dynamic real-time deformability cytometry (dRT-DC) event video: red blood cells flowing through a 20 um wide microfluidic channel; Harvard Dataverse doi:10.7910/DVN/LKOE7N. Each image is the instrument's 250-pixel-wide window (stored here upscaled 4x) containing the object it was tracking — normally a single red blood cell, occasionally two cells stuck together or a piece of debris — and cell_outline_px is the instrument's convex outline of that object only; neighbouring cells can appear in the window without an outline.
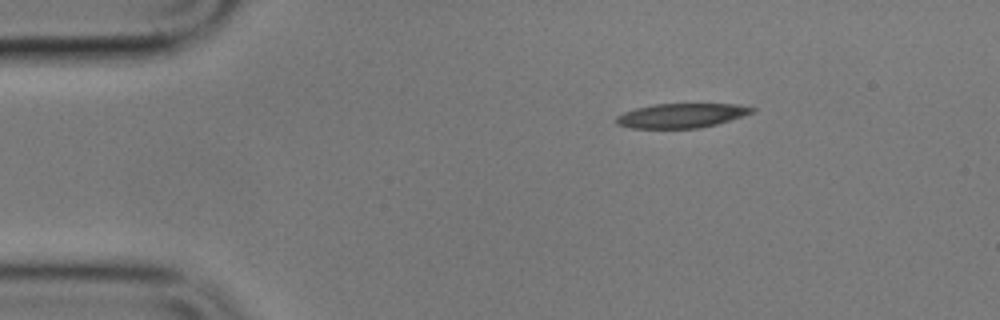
{"species": "common noctule bat (a hibernating species)", "species_latin": "Nyctalus noctula", "temperature_condition": "cold", "stored_images_in_passage": 2, "camera_frame_rate_fps": 3000, "um_per_image_px": 0.085, "animal": {"sex": "male", "body_mass_g": 17.9}, "frame": {"image": 1, "passage_image": 1, "time_ms": 0.0, "image_size_px": [1000, 320], "cell_outline_px": [[756, 112], [716, 124], [700, 128], [632, 128], [616, 124], [616, 116], [624, 112], [636, 108], [652, 104], [740, 104], [756, 108]], "centroid_in_image_um": [57.94, 9.82], "position_along_channel_um": 27.1, "area_um2": 19.36}}